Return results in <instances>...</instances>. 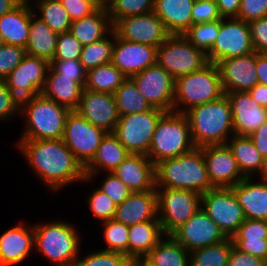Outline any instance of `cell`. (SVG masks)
Listing matches in <instances>:
<instances>
[{"label": "cell", "mask_w": 267, "mask_h": 266, "mask_svg": "<svg viewBox=\"0 0 267 266\" xmlns=\"http://www.w3.org/2000/svg\"><path fill=\"white\" fill-rule=\"evenodd\" d=\"M16 147L53 193L86 178L84 168L62 139L18 141Z\"/></svg>", "instance_id": "cell-1"}, {"label": "cell", "mask_w": 267, "mask_h": 266, "mask_svg": "<svg viewBox=\"0 0 267 266\" xmlns=\"http://www.w3.org/2000/svg\"><path fill=\"white\" fill-rule=\"evenodd\" d=\"M156 188L190 190L200 195L214 188L208 177L202 148L155 165Z\"/></svg>", "instance_id": "cell-2"}, {"label": "cell", "mask_w": 267, "mask_h": 266, "mask_svg": "<svg viewBox=\"0 0 267 266\" xmlns=\"http://www.w3.org/2000/svg\"><path fill=\"white\" fill-rule=\"evenodd\" d=\"M184 114L195 147L226 144L234 135L231 105L226 94L212 102L194 106Z\"/></svg>", "instance_id": "cell-3"}, {"label": "cell", "mask_w": 267, "mask_h": 266, "mask_svg": "<svg viewBox=\"0 0 267 266\" xmlns=\"http://www.w3.org/2000/svg\"><path fill=\"white\" fill-rule=\"evenodd\" d=\"M34 249L54 266H72L80 256V233L67 221L35 224Z\"/></svg>", "instance_id": "cell-4"}, {"label": "cell", "mask_w": 267, "mask_h": 266, "mask_svg": "<svg viewBox=\"0 0 267 266\" xmlns=\"http://www.w3.org/2000/svg\"><path fill=\"white\" fill-rule=\"evenodd\" d=\"M224 94L218 66L209 62L200 70L175 79L173 112L185 113L194 106L212 102Z\"/></svg>", "instance_id": "cell-5"}, {"label": "cell", "mask_w": 267, "mask_h": 266, "mask_svg": "<svg viewBox=\"0 0 267 266\" xmlns=\"http://www.w3.org/2000/svg\"><path fill=\"white\" fill-rule=\"evenodd\" d=\"M194 148L187 116L172 111L166 112L157 122L146 156L156 165L162 160L186 154Z\"/></svg>", "instance_id": "cell-6"}, {"label": "cell", "mask_w": 267, "mask_h": 266, "mask_svg": "<svg viewBox=\"0 0 267 266\" xmlns=\"http://www.w3.org/2000/svg\"><path fill=\"white\" fill-rule=\"evenodd\" d=\"M70 109L39 94L24 107V132L18 141L62 139Z\"/></svg>", "instance_id": "cell-7"}, {"label": "cell", "mask_w": 267, "mask_h": 266, "mask_svg": "<svg viewBox=\"0 0 267 266\" xmlns=\"http://www.w3.org/2000/svg\"><path fill=\"white\" fill-rule=\"evenodd\" d=\"M50 63L26 54L20 64L3 81L9 89L13 104L21 111L35 96L41 94Z\"/></svg>", "instance_id": "cell-8"}, {"label": "cell", "mask_w": 267, "mask_h": 266, "mask_svg": "<svg viewBox=\"0 0 267 266\" xmlns=\"http://www.w3.org/2000/svg\"><path fill=\"white\" fill-rule=\"evenodd\" d=\"M156 63L174 79L200 70L208 64L207 54L184 35H170L157 48Z\"/></svg>", "instance_id": "cell-9"}, {"label": "cell", "mask_w": 267, "mask_h": 266, "mask_svg": "<svg viewBox=\"0 0 267 266\" xmlns=\"http://www.w3.org/2000/svg\"><path fill=\"white\" fill-rule=\"evenodd\" d=\"M158 219L165 235H171L199 209L202 195L171 188H156Z\"/></svg>", "instance_id": "cell-10"}, {"label": "cell", "mask_w": 267, "mask_h": 266, "mask_svg": "<svg viewBox=\"0 0 267 266\" xmlns=\"http://www.w3.org/2000/svg\"><path fill=\"white\" fill-rule=\"evenodd\" d=\"M165 113L153 107L146 112L120 116L113 134L131 154L147 155L157 122Z\"/></svg>", "instance_id": "cell-11"}, {"label": "cell", "mask_w": 267, "mask_h": 266, "mask_svg": "<svg viewBox=\"0 0 267 266\" xmlns=\"http://www.w3.org/2000/svg\"><path fill=\"white\" fill-rule=\"evenodd\" d=\"M107 132L84 119L75 110L66 117L62 140L85 168L95 156Z\"/></svg>", "instance_id": "cell-12"}, {"label": "cell", "mask_w": 267, "mask_h": 266, "mask_svg": "<svg viewBox=\"0 0 267 266\" xmlns=\"http://www.w3.org/2000/svg\"><path fill=\"white\" fill-rule=\"evenodd\" d=\"M254 52L248 22L238 18H222L219 33L211 50L208 62L246 56Z\"/></svg>", "instance_id": "cell-13"}, {"label": "cell", "mask_w": 267, "mask_h": 266, "mask_svg": "<svg viewBox=\"0 0 267 266\" xmlns=\"http://www.w3.org/2000/svg\"><path fill=\"white\" fill-rule=\"evenodd\" d=\"M201 208L227 237L246 220L243 209L232 188H212L202 194Z\"/></svg>", "instance_id": "cell-14"}, {"label": "cell", "mask_w": 267, "mask_h": 266, "mask_svg": "<svg viewBox=\"0 0 267 266\" xmlns=\"http://www.w3.org/2000/svg\"><path fill=\"white\" fill-rule=\"evenodd\" d=\"M131 79L152 107L173 111L175 79L159 64L146 68Z\"/></svg>", "instance_id": "cell-15"}, {"label": "cell", "mask_w": 267, "mask_h": 266, "mask_svg": "<svg viewBox=\"0 0 267 266\" xmlns=\"http://www.w3.org/2000/svg\"><path fill=\"white\" fill-rule=\"evenodd\" d=\"M113 30L122 40L154 47H159L171 35L154 12L119 19Z\"/></svg>", "instance_id": "cell-16"}, {"label": "cell", "mask_w": 267, "mask_h": 266, "mask_svg": "<svg viewBox=\"0 0 267 266\" xmlns=\"http://www.w3.org/2000/svg\"><path fill=\"white\" fill-rule=\"evenodd\" d=\"M171 236L189 253L228 238L202 208L177 228Z\"/></svg>", "instance_id": "cell-17"}, {"label": "cell", "mask_w": 267, "mask_h": 266, "mask_svg": "<svg viewBox=\"0 0 267 266\" xmlns=\"http://www.w3.org/2000/svg\"><path fill=\"white\" fill-rule=\"evenodd\" d=\"M208 177L214 188H232L245 177L227 144L202 146Z\"/></svg>", "instance_id": "cell-18"}, {"label": "cell", "mask_w": 267, "mask_h": 266, "mask_svg": "<svg viewBox=\"0 0 267 266\" xmlns=\"http://www.w3.org/2000/svg\"><path fill=\"white\" fill-rule=\"evenodd\" d=\"M75 111L94 126L113 133L119 112L114 94L84 89Z\"/></svg>", "instance_id": "cell-19"}, {"label": "cell", "mask_w": 267, "mask_h": 266, "mask_svg": "<svg viewBox=\"0 0 267 266\" xmlns=\"http://www.w3.org/2000/svg\"><path fill=\"white\" fill-rule=\"evenodd\" d=\"M157 48L151 45L120 39L114 32L111 63L127 78L156 64Z\"/></svg>", "instance_id": "cell-20"}, {"label": "cell", "mask_w": 267, "mask_h": 266, "mask_svg": "<svg viewBox=\"0 0 267 266\" xmlns=\"http://www.w3.org/2000/svg\"><path fill=\"white\" fill-rule=\"evenodd\" d=\"M224 93L249 91L259 83L256 72V52L217 63Z\"/></svg>", "instance_id": "cell-21"}, {"label": "cell", "mask_w": 267, "mask_h": 266, "mask_svg": "<svg viewBox=\"0 0 267 266\" xmlns=\"http://www.w3.org/2000/svg\"><path fill=\"white\" fill-rule=\"evenodd\" d=\"M225 94L231 105L234 135L249 136L267 122V108L260 106L247 91Z\"/></svg>", "instance_id": "cell-22"}, {"label": "cell", "mask_w": 267, "mask_h": 266, "mask_svg": "<svg viewBox=\"0 0 267 266\" xmlns=\"http://www.w3.org/2000/svg\"><path fill=\"white\" fill-rule=\"evenodd\" d=\"M113 219L127 226L159 221L156 189L132 192L117 206Z\"/></svg>", "instance_id": "cell-23"}, {"label": "cell", "mask_w": 267, "mask_h": 266, "mask_svg": "<svg viewBox=\"0 0 267 266\" xmlns=\"http://www.w3.org/2000/svg\"><path fill=\"white\" fill-rule=\"evenodd\" d=\"M21 222L0 235V266L22 263L34 248L33 225Z\"/></svg>", "instance_id": "cell-24"}, {"label": "cell", "mask_w": 267, "mask_h": 266, "mask_svg": "<svg viewBox=\"0 0 267 266\" xmlns=\"http://www.w3.org/2000/svg\"><path fill=\"white\" fill-rule=\"evenodd\" d=\"M113 174L133 192L156 189L155 165L144 154H130Z\"/></svg>", "instance_id": "cell-25"}, {"label": "cell", "mask_w": 267, "mask_h": 266, "mask_svg": "<svg viewBox=\"0 0 267 266\" xmlns=\"http://www.w3.org/2000/svg\"><path fill=\"white\" fill-rule=\"evenodd\" d=\"M130 154L113 133H107L93 160L84 168L86 178L82 182H91L102 169L107 173H113Z\"/></svg>", "instance_id": "cell-26"}, {"label": "cell", "mask_w": 267, "mask_h": 266, "mask_svg": "<svg viewBox=\"0 0 267 266\" xmlns=\"http://www.w3.org/2000/svg\"><path fill=\"white\" fill-rule=\"evenodd\" d=\"M245 177L232 187L246 219L267 221V184Z\"/></svg>", "instance_id": "cell-27"}, {"label": "cell", "mask_w": 267, "mask_h": 266, "mask_svg": "<svg viewBox=\"0 0 267 266\" xmlns=\"http://www.w3.org/2000/svg\"><path fill=\"white\" fill-rule=\"evenodd\" d=\"M195 0H155L154 13L171 35H183L192 25Z\"/></svg>", "instance_id": "cell-28"}, {"label": "cell", "mask_w": 267, "mask_h": 266, "mask_svg": "<svg viewBox=\"0 0 267 266\" xmlns=\"http://www.w3.org/2000/svg\"><path fill=\"white\" fill-rule=\"evenodd\" d=\"M231 239L240 251L267 261V221L246 219Z\"/></svg>", "instance_id": "cell-29"}, {"label": "cell", "mask_w": 267, "mask_h": 266, "mask_svg": "<svg viewBox=\"0 0 267 266\" xmlns=\"http://www.w3.org/2000/svg\"><path fill=\"white\" fill-rule=\"evenodd\" d=\"M36 10L31 6L18 5L11 12L0 17V34L5 44L26 48L31 16Z\"/></svg>", "instance_id": "cell-30"}, {"label": "cell", "mask_w": 267, "mask_h": 266, "mask_svg": "<svg viewBox=\"0 0 267 266\" xmlns=\"http://www.w3.org/2000/svg\"><path fill=\"white\" fill-rule=\"evenodd\" d=\"M83 90L73 78L63 77L50 66L41 94L72 111L78 107Z\"/></svg>", "instance_id": "cell-31"}, {"label": "cell", "mask_w": 267, "mask_h": 266, "mask_svg": "<svg viewBox=\"0 0 267 266\" xmlns=\"http://www.w3.org/2000/svg\"><path fill=\"white\" fill-rule=\"evenodd\" d=\"M113 30L106 5H102L90 16L72 21L70 32L83 45L106 37Z\"/></svg>", "instance_id": "cell-32"}, {"label": "cell", "mask_w": 267, "mask_h": 266, "mask_svg": "<svg viewBox=\"0 0 267 266\" xmlns=\"http://www.w3.org/2000/svg\"><path fill=\"white\" fill-rule=\"evenodd\" d=\"M165 234L160 221H146L129 226L128 257L142 259Z\"/></svg>", "instance_id": "cell-33"}, {"label": "cell", "mask_w": 267, "mask_h": 266, "mask_svg": "<svg viewBox=\"0 0 267 266\" xmlns=\"http://www.w3.org/2000/svg\"><path fill=\"white\" fill-rule=\"evenodd\" d=\"M37 15L35 12L31 16L26 54L37 56L51 63L56 53L59 34L51 30Z\"/></svg>", "instance_id": "cell-34"}, {"label": "cell", "mask_w": 267, "mask_h": 266, "mask_svg": "<svg viewBox=\"0 0 267 266\" xmlns=\"http://www.w3.org/2000/svg\"><path fill=\"white\" fill-rule=\"evenodd\" d=\"M142 260L149 266H190V253L171 235H165Z\"/></svg>", "instance_id": "cell-35"}, {"label": "cell", "mask_w": 267, "mask_h": 266, "mask_svg": "<svg viewBox=\"0 0 267 266\" xmlns=\"http://www.w3.org/2000/svg\"><path fill=\"white\" fill-rule=\"evenodd\" d=\"M226 144L244 177H254V174H258L263 157L248 136L233 135Z\"/></svg>", "instance_id": "cell-36"}, {"label": "cell", "mask_w": 267, "mask_h": 266, "mask_svg": "<svg viewBox=\"0 0 267 266\" xmlns=\"http://www.w3.org/2000/svg\"><path fill=\"white\" fill-rule=\"evenodd\" d=\"M126 79L127 77L110 62L87 71L84 89L114 94Z\"/></svg>", "instance_id": "cell-37"}, {"label": "cell", "mask_w": 267, "mask_h": 266, "mask_svg": "<svg viewBox=\"0 0 267 266\" xmlns=\"http://www.w3.org/2000/svg\"><path fill=\"white\" fill-rule=\"evenodd\" d=\"M114 97L120 116L146 112L153 108L131 78H127L117 88Z\"/></svg>", "instance_id": "cell-38"}, {"label": "cell", "mask_w": 267, "mask_h": 266, "mask_svg": "<svg viewBox=\"0 0 267 266\" xmlns=\"http://www.w3.org/2000/svg\"><path fill=\"white\" fill-rule=\"evenodd\" d=\"M36 2V3H35ZM32 7L38 8L39 18L57 34L68 32L71 19L60 0H36Z\"/></svg>", "instance_id": "cell-39"}, {"label": "cell", "mask_w": 267, "mask_h": 266, "mask_svg": "<svg viewBox=\"0 0 267 266\" xmlns=\"http://www.w3.org/2000/svg\"><path fill=\"white\" fill-rule=\"evenodd\" d=\"M231 237L220 243L190 252V266H227L232 247Z\"/></svg>", "instance_id": "cell-40"}, {"label": "cell", "mask_w": 267, "mask_h": 266, "mask_svg": "<svg viewBox=\"0 0 267 266\" xmlns=\"http://www.w3.org/2000/svg\"><path fill=\"white\" fill-rule=\"evenodd\" d=\"M110 36V38H109ZM114 45V30L103 39L83 46L80 62L86 71L110 63Z\"/></svg>", "instance_id": "cell-41"}, {"label": "cell", "mask_w": 267, "mask_h": 266, "mask_svg": "<svg viewBox=\"0 0 267 266\" xmlns=\"http://www.w3.org/2000/svg\"><path fill=\"white\" fill-rule=\"evenodd\" d=\"M155 0H110L106 6L114 25L119 19L154 11Z\"/></svg>", "instance_id": "cell-42"}, {"label": "cell", "mask_w": 267, "mask_h": 266, "mask_svg": "<svg viewBox=\"0 0 267 266\" xmlns=\"http://www.w3.org/2000/svg\"><path fill=\"white\" fill-rule=\"evenodd\" d=\"M103 238L107 245L105 251L119 252L128 257V233L129 226L117 222L114 219L103 221Z\"/></svg>", "instance_id": "cell-43"}, {"label": "cell", "mask_w": 267, "mask_h": 266, "mask_svg": "<svg viewBox=\"0 0 267 266\" xmlns=\"http://www.w3.org/2000/svg\"><path fill=\"white\" fill-rule=\"evenodd\" d=\"M221 19L193 24L183 34L195 47L203 50L206 54L211 50L219 33Z\"/></svg>", "instance_id": "cell-44"}, {"label": "cell", "mask_w": 267, "mask_h": 266, "mask_svg": "<svg viewBox=\"0 0 267 266\" xmlns=\"http://www.w3.org/2000/svg\"><path fill=\"white\" fill-rule=\"evenodd\" d=\"M130 263L131 259L125 254L94 250L83 258L78 256L72 266H128Z\"/></svg>", "instance_id": "cell-45"}, {"label": "cell", "mask_w": 267, "mask_h": 266, "mask_svg": "<svg viewBox=\"0 0 267 266\" xmlns=\"http://www.w3.org/2000/svg\"><path fill=\"white\" fill-rule=\"evenodd\" d=\"M87 199L89 210L93 216L101 220L100 222L114 218L117 205L106 193L96 188Z\"/></svg>", "instance_id": "cell-46"}, {"label": "cell", "mask_w": 267, "mask_h": 266, "mask_svg": "<svg viewBox=\"0 0 267 266\" xmlns=\"http://www.w3.org/2000/svg\"><path fill=\"white\" fill-rule=\"evenodd\" d=\"M26 49L20 46L3 44L0 47V80L5 79L23 60Z\"/></svg>", "instance_id": "cell-47"}, {"label": "cell", "mask_w": 267, "mask_h": 266, "mask_svg": "<svg viewBox=\"0 0 267 266\" xmlns=\"http://www.w3.org/2000/svg\"><path fill=\"white\" fill-rule=\"evenodd\" d=\"M83 45L70 31L60 33L57 38V49L53 60L80 59Z\"/></svg>", "instance_id": "cell-48"}, {"label": "cell", "mask_w": 267, "mask_h": 266, "mask_svg": "<svg viewBox=\"0 0 267 266\" xmlns=\"http://www.w3.org/2000/svg\"><path fill=\"white\" fill-rule=\"evenodd\" d=\"M50 66L63 77L73 78L83 88L86 83L87 71L84 69L80 59L72 60H53Z\"/></svg>", "instance_id": "cell-49"}, {"label": "cell", "mask_w": 267, "mask_h": 266, "mask_svg": "<svg viewBox=\"0 0 267 266\" xmlns=\"http://www.w3.org/2000/svg\"><path fill=\"white\" fill-rule=\"evenodd\" d=\"M99 186L98 189L106 193L117 206L133 192L113 173H106Z\"/></svg>", "instance_id": "cell-50"}, {"label": "cell", "mask_w": 267, "mask_h": 266, "mask_svg": "<svg viewBox=\"0 0 267 266\" xmlns=\"http://www.w3.org/2000/svg\"><path fill=\"white\" fill-rule=\"evenodd\" d=\"M191 16L192 25L222 19L216 0H195Z\"/></svg>", "instance_id": "cell-51"}, {"label": "cell", "mask_w": 267, "mask_h": 266, "mask_svg": "<svg viewBox=\"0 0 267 266\" xmlns=\"http://www.w3.org/2000/svg\"><path fill=\"white\" fill-rule=\"evenodd\" d=\"M71 21L90 16L103 4L101 0H60Z\"/></svg>", "instance_id": "cell-52"}, {"label": "cell", "mask_w": 267, "mask_h": 266, "mask_svg": "<svg viewBox=\"0 0 267 266\" xmlns=\"http://www.w3.org/2000/svg\"><path fill=\"white\" fill-rule=\"evenodd\" d=\"M254 52L267 53V16L248 22Z\"/></svg>", "instance_id": "cell-53"}, {"label": "cell", "mask_w": 267, "mask_h": 266, "mask_svg": "<svg viewBox=\"0 0 267 266\" xmlns=\"http://www.w3.org/2000/svg\"><path fill=\"white\" fill-rule=\"evenodd\" d=\"M267 16V0H241L237 18L245 22Z\"/></svg>", "instance_id": "cell-54"}, {"label": "cell", "mask_w": 267, "mask_h": 266, "mask_svg": "<svg viewBox=\"0 0 267 266\" xmlns=\"http://www.w3.org/2000/svg\"><path fill=\"white\" fill-rule=\"evenodd\" d=\"M17 114H20V111L13 104L5 82L0 80V122L7 119L10 120Z\"/></svg>", "instance_id": "cell-55"}, {"label": "cell", "mask_w": 267, "mask_h": 266, "mask_svg": "<svg viewBox=\"0 0 267 266\" xmlns=\"http://www.w3.org/2000/svg\"><path fill=\"white\" fill-rule=\"evenodd\" d=\"M265 264L266 261L264 259L242 252L233 246L227 266H265Z\"/></svg>", "instance_id": "cell-56"}, {"label": "cell", "mask_w": 267, "mask_h": 266, "mask_svg": "<svg viewBox=\"0 0 267 266\" xmlns=\"http://www.w3.org/2000/svg\"><path fill=\"white\" fill-rule=\"evenodd\" d=\"M216 4L222 18H237L241 0H216Z\"/></svg>", "instance_id": "cell-57"}, {"label": "cell", "mask_w": 267, "mask_h": 266, "mask_svg": "<svg viewBox=\"0 0 267 266\" xmlns=\"http://www.w3.org/2000/svg\"><path fill=\"white\" fill-rule=\"evenodd\" d=\"M262 157L267 156V122L248 136Z\"/></svg>", "instance_id": "cell-58"}, {"label": "cell", "mask_w": 267, "mask_h": 266, "mask_svg": "<svg viewBox=\"0 0 267 266\" xmlns=\"http://www.w3.org/2000/svg\"><path fill=\"white\" fill-rule=\"evenodd\" d=\"M248 93L260 106L267 108V85L258 83Z\"/></svg>", "instance_id": "cell-59"}, {"label": "cell", "mask_w": 267, "mask_h": 266, "mask_svg": "<svg viewBox=\"0 0 267 266\" xmlns=\"http://www.w3.org/2000/svg\"><path fill=\"white\" fill-rule=\"evenodd\" d=\"M256 72L258 81L267 85V55L256 53Z\"/></svg>", "instance_id": "cell-60"}, {"label": "cell", "mask_w": 267, "mask_h": 266, "mask_svg": "<svg viewBox=\"0 0 267 266\" xmlns=\"http://www.w3.org/2000/svg\"><path fill=\"white\" fill-rule=\"evenodd\" d=\"M18 4L14 0H0V17L11 12Z\"/></svg>", "instance_id": "cell-61"}, {"label": "cell", "mask_w": 267, "mask_h": 266, "mask_svg": "<svg viewBox=\"0 0 267 266\" xmlns=\"http://www.w3.org/2000/svg\"><path fill=\"white\" fill-rule=\"evenodd\" d=\"M258 173V175H260V181L265 182L267 184V156L263 157V162Z\"/></svg>", "instance_id": "cell-62"}, {"label": "cell", "mask_w": 267, "mask_h": 266, "mask_svg": "<svg viewBox=\"0 0 267 266\" xmlns=\"http://www.w3.org/2000/svg\"><path fill=\"white\" fill-rule=\"evenodd\" d=\"M18 5H27L31 6L33 5V2L31 0H14ZM36 1V0H33Z\"/></svg>", "instance_id": "cell-63"}, {"label": "cell", "mask_w": 267, "mask_h": 266, "mask_svg": "<svg viewBox=\"0 0 267 266\" xmlns=\"http://www.w3.org/2000/svg\"><path fill=\"white\" fill-rule=\"evenodd\" d=\"M136 266H149V265L142 259H136Z\"/></svg>", "instance_id": "cell-64"}, {"label": "cell", "mask_w": 267, "mask_h": 266, "mask_svg": "<svg viewBox=\"0 0 267 266\" xmlns=\"http://www.w3.org/2000/svg\"><path fill=\"white\" fill-rule=\"evenodd\" d=\"M128 266H136V259L131 260V263Z\"/></svg>", "instance_id": "cell-65"}, {"label": "cell", "mask_w": 267, "mask_h": 266, "mask_svg": "<svg viewBox=\"0 0 267 266\" xmlns=\"http://www.w3.org/2000/svg\"><path fill=\"white\" fill-rule=\"evenodd\" d=\"M5 44L4 40H3V37L2 35L0 34V47Z\"/></svg>", "instance_id": "cell-66"}, {"label": "cell", "mask_w": 267, "mask_h": 266, "mask_svg": "<svg viewBox=\"0 0 267 266\" xmlns=\"http://www.w3.org/2000/svg\"><path fill=\"white\" fill-rule=\"evenodd\" d=\"M110 0H101L103 5H106Z\"/></svg>", "instance_id": "cell-67"}]
</instances>
